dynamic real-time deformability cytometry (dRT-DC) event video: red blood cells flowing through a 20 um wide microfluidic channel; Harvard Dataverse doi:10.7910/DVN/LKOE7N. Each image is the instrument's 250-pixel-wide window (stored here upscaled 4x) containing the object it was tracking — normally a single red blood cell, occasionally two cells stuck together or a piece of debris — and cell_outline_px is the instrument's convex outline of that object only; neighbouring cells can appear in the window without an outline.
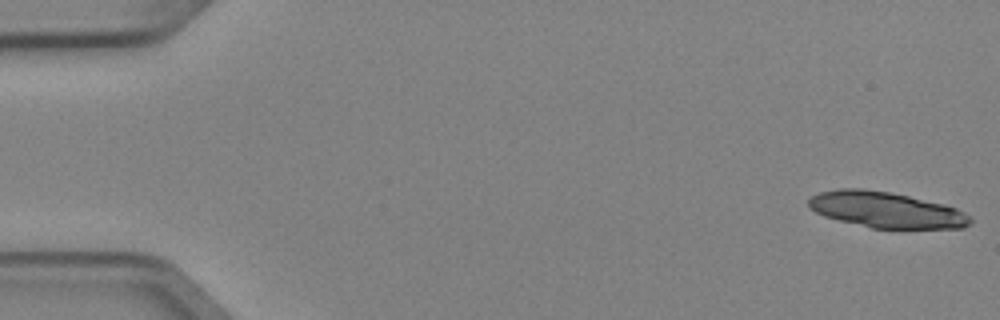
{"species": "Egyptian fruit bat (a non-hibernating species)", "species_latin": "Rousettus aegyptiacus", "temperature_condition": "cold", "stored_images_in_passage": 5, "camera_frame_rate_fps": 3000, "um_per_image_px": 0.085, "animal": {"sex": "female"}, "frame": {"image": 1, "passage_image": 1, "time_ms": 0.0, "image_size_px": [1000, 320], "cell_outline_px": [[972, 220], [964, 228], [872, 228], [824, 216], [808, 208], [808, 200], [812, 196], [820, 192], [840, 188], [860, 188], [888, 192], [908, 196], [944, 204], [956, 208], [964, 212]], "centroid_in_image_um": [75.29, 17.83], "position_along_channel_um": 9.7, "area_um2": 33.47}}